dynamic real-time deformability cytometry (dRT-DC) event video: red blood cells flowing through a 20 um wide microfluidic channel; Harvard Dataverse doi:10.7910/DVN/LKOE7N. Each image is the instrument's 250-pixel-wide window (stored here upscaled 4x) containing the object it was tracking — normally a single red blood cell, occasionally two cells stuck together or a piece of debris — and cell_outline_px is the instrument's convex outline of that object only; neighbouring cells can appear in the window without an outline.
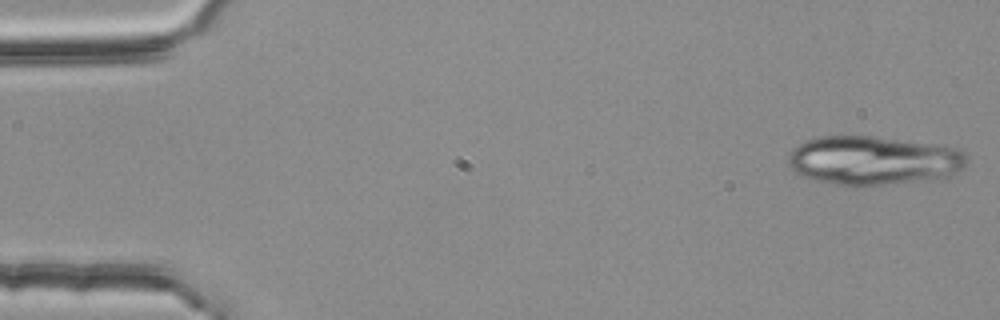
{"species": "common noctule bat (a hibernating species)", "species_latin": "Nyctalus noctula", "temperature_condition": "room temperature", "stored_images_in_passage": 53, "segment_of_instrument_passage": [1, 2], "camera_frame_rate_fps": 3000, "um_per_image_px": 0.085, "animal": {"sex": "female", "body_mass_g": 25.1}, "frame": {"image": 1, "passage_image": 1, "time_ms": 0.0, "image_size_px": [1000, 320], "cell_outline_px": [[968, 160], [964, 168], [948, 176], [936, 180], [852, 188], [816, 180], [804, 176], [796, 172], [788, 164], [788, 156], [792, 148], [804, 140], [820, 136], [876, 136], [960, 148], [968, 156]], "centroid_in_image_um": [74.26, 13.66], "position_along_channel_um": 10.7, "area_um2": 51.96}}